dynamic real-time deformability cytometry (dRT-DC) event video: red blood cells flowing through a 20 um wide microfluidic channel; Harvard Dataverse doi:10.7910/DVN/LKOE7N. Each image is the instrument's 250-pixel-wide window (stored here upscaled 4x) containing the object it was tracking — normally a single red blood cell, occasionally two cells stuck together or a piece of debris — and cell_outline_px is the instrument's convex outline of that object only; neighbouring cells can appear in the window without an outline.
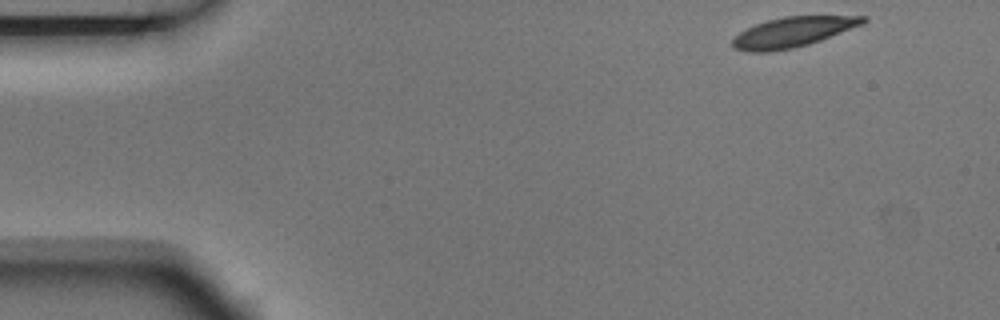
{"species": "Egyptian fruit bat (a non-hibernating species)", "species_latin": "Rousettus aegyptiacus", "temperature_condition": "room temperature", "stored_images_in_passage": 4, "camera_frame_rate_fps": 3000, "um_per_image_px": 0.085, "animal": {"sex": "male"}, "frame": {"image": 1, "passage_image": 1, "time_ms": 0.0, "image_size_px": [1000, 320], "cell_outline_px": [[868, 20], [864, 24], [820, 40], [808, 44], [792, 48], [768, 52], [748, 52], [732, 48], [732, 40], [740, 32], [756, 24], [768, 20], [784, 16], [868, 16]], "centroid_in_image_um": [67.39, 2.72], "position_along_channel_um": 17.6, "area_um2": 22.72}}
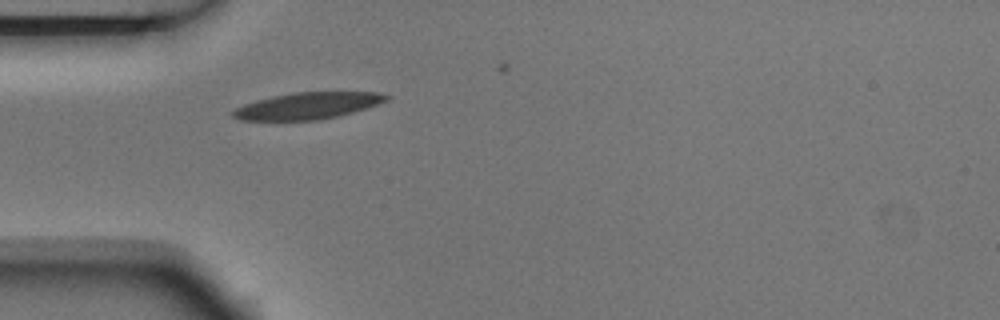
{"frame": {"image": 2, "passage_image": 4, "time_ms": 1.0, "image_size_px": [1000, 320], "cell_outline_px": [[388, 100], [340, 116], [316, 120], [240, 120], [232, 116], [232, 112], [236, 108], [244, 104], [256, 100], [272, 96], [292, 92], [376, 92], [388, 96]], "centroid_in_image_um": [26.1, 8.99], "position_along_channel_um": 58.9, "area_um2": 23.58}}